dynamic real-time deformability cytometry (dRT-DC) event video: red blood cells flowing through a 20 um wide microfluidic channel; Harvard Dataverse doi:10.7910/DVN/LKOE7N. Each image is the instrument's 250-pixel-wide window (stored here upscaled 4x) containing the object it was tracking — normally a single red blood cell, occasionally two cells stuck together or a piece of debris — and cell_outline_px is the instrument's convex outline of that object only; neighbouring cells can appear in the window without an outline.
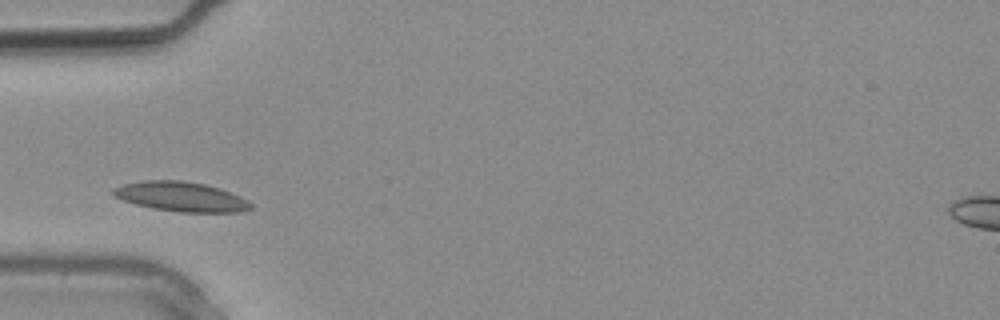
{"species": "common noctule bat (a hibernating species)", "species_latin": "Nyctalus noctula", "temperature_condition": "warm", "stored_images_in_passage": 2, "camera_frame_rate_fps": 3000, "um_per_image_px": 0.085, "animal": {"sex": "male", "body_mass_g": 20.4}, "frame": {"image": 1, "passage_image": 2, "time_ms": 0.333, "image_size_px": [1000, 320], "cell_outline_px": [[252, 208], [240, 212], [180, 212], [152, 208], [136, 204], [124, 200], [116, 196], [112, 192], [112, 188], [124, 184], [144, 180], [180, 180], [204, 184], [220, 188], [240, 196], [252, 204]], "centroid_in_image_um": [15.4, 16.71], "position_along_channel_um": 69.6, "area_um2": 23.58}}